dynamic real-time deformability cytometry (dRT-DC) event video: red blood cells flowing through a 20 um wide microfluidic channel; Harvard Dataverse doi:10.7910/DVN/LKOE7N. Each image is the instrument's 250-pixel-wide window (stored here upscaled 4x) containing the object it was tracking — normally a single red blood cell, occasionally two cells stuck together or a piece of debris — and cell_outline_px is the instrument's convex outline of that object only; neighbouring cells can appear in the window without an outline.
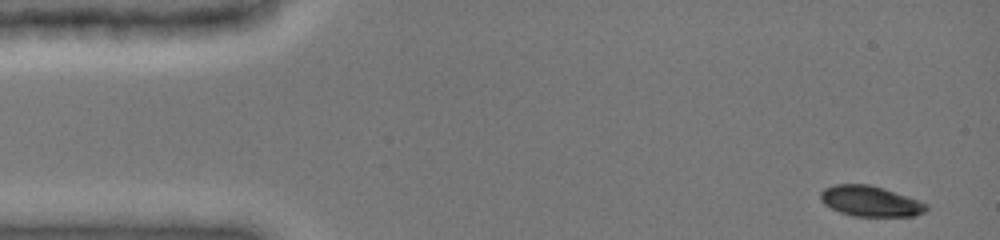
{"species": "common noctule bat (a hibernating species)", "species_latin": "Nyctalus noctula", "temperature_condition": "cold", "stored_images_in_passage": 41, "camera_frame_rate_fps": 3000, "um_per_image_px": 0.085, "animal": {"sex": "female", "body_mass_g": 19.0, "forearm_length_mm": 51.5}, "frame": {"image": 1, "passage_image": 1, "time_ms": 0.0, "image_size_px": [1000, 240], "cell_outline_px": [[928, 208], [924, 212], [916, 216], [852, 216], [840, 212], [824, 204], [820, 200], [820, 192], [824, 188], [836, 184], [868, 184], [928, 204]], "centroid_in_image_um": [73.93, 17.11], "position_along_channel_um": 11.1, "area_um2": 18.5}}
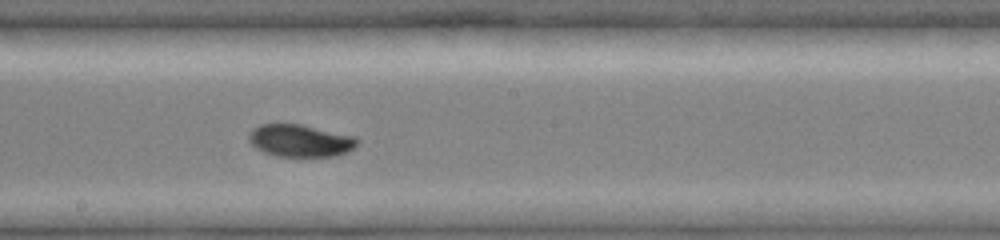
{"frame": {"image": 2, "passage_image": 24, "time_ms": 8.0, "image_size_px": [1000, 240], "cell_outline_px": [[360, 140], [348, 152], [336, 156], [276, 156], [264, 152], [256, 148], [248, 140], [248, 136], [260, 124], [300, 124], [356, 136]], "centroid_in_image_um": [25.55, 11.96], "position_along_channel_um": 222.6, "area_um2": 20.29}}
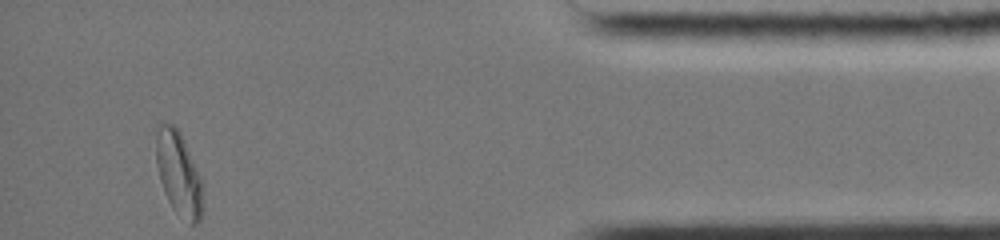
{"frame": {"image": 3, "passage_image": 41, "time_ms": 14.0, "image_size_px": [1000, 240], "cell_outline_px": [[204, 212], [200, 220], [196, 224], [192, 224], [176, 212], [172, 208], [164, 192], [160, 180], [156, 164], [156, 124], [172, 124], [180, 132], [184, 140], [204, 184]], "centroid_in_image_um": [15.22, 14.79], "position_along_channel_um": 420.0, "area_um2": 23.24}, "authors_computed_cell_mechanics": {"area_um2": 20.2878, "velocity_mm_per_s": 3.9902, "shape_relaxation_time_tau1_ms": 4.2434, "shape_relaxation_time_tau2_ms": 8.0844, "deformation_change_tau1": 0.1351, "deformation_change_tau2": 0.092}}